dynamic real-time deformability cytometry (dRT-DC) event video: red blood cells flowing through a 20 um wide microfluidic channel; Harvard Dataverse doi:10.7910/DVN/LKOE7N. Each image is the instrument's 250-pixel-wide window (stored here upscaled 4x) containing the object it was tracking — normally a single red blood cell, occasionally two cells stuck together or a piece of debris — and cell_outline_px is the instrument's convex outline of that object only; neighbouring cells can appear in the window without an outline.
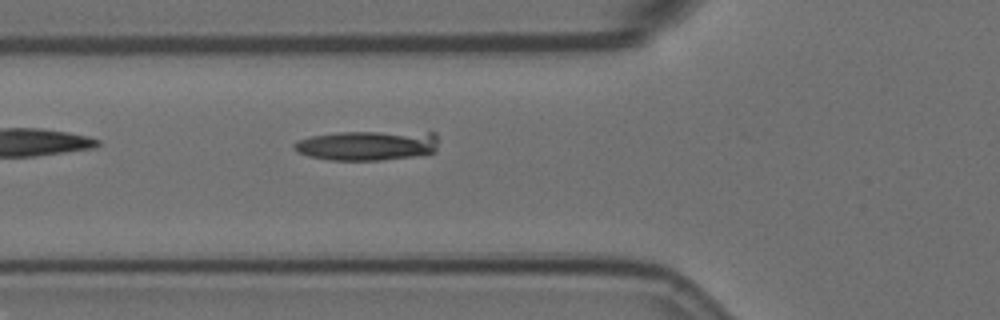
{"species": "Egyptian fruit bat (a non-hibernating species)", "species_latin": "Rousettus aegyptiacus", "temperature_condition": "room temperature", "stored_images_in_passage": 4, "camera_frame_rate_fps": 3000, "um_per_image_px": 0.085, "animal": {"sex": "female"}, "frame": {"image": 1, "passage_image": 4, "time_ms": 1.0, "image_size_px": [1000, 320], "cell_outline_px": [[436, 152], [412, 156], [380, 160], [328, 160], [308, 156], [296, 152], [292, 148], [292, 144], [300, 140], [312, 136], [340, 132], [436, 132]], "centroid_in_image_um": [31.19, 12.37], "position_along_channel_um": 94.6, "area_um2": 25.03}}